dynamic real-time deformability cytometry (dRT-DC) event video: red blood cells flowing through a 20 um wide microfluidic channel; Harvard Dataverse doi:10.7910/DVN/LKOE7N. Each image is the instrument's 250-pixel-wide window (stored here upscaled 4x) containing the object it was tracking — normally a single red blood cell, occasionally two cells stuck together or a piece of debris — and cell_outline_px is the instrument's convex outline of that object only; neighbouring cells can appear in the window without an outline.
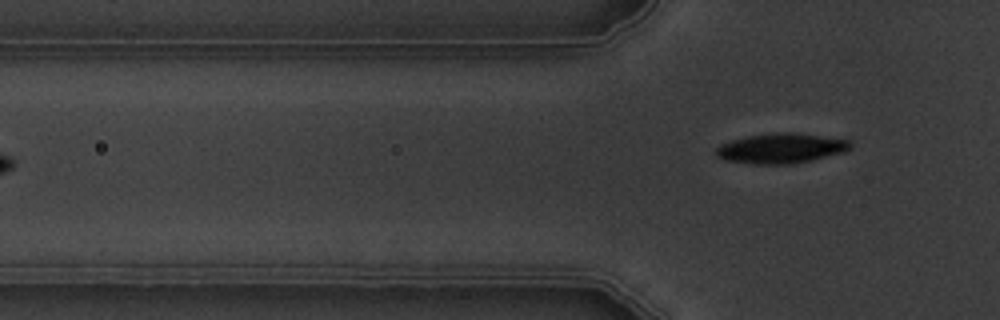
{"species": "common noctule bat (a hibernating species)", "species_latin": "Nyctalus noctula", "temperature_condition": "warm", "stored_images_in_passage": 3, "camera_frame_rate_fps": 3000, "um_per_image_px": 0.085, "animal": {"sex": "male", "body_mass_g": 19.5, "forearm_length_mm": 54.6}, "frame": {"image": 1, "passage_image": 3, "time_ms": 2.333, "image_size_px": [1000, 320], "cell_outline_px": [[852, 148], [844, 152], [812, 160], [788, 164], [752, 164], [724, 160], [716, 156], [716, 148], [720, 144], [732, 140], [748, 136], [776, 132], [792, 132], [852, 140]], "centroid_in_image_um": [66.4, 12.6], "position_along_channel_um": 59.4, "area_um2": 23.58}}